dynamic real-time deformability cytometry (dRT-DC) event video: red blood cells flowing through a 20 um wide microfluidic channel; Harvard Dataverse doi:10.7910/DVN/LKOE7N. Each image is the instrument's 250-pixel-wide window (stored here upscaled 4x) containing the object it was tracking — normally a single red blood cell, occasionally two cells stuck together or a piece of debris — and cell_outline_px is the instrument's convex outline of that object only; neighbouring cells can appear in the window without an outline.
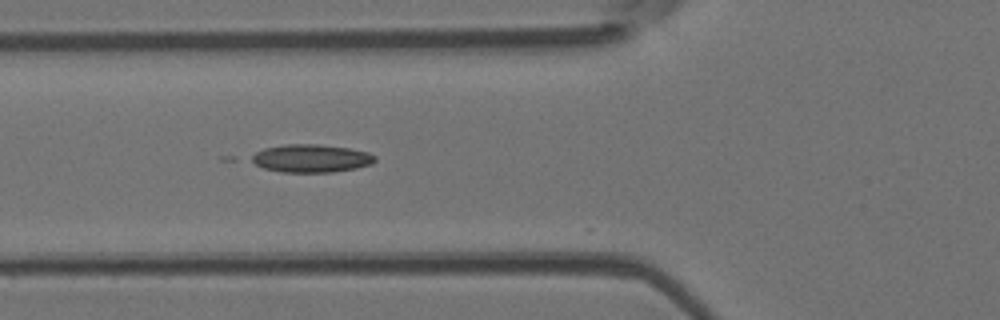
{"species": "Egyptian fruit bat (a non-hibernating species)", "species_latin": "Rousettus aegyptiacus", "temperature_condition": "room temperature", "stored_images_in_passage": 6, "camera_frame_rate_fps": 3000, "um_per_image_px": 0.085, "animal": {"sex": "female"}, "frame": {"image": 1, "passage_image": 2, "time_ms": 0.333, "image_size_px": [1000, 320], "cell_outline_px": [[376, 160], [372, 164], [356, 168], [332, 172], [280, 172], [264, 168], [248, 160], [248, 156], [264, 148], [284, 144], [316, 144], [348, 148], [368, 152], [376, 156]], "centroid_in_image_um": [26.41, 13.46], "position_along_channel_um": 99.4, "area_um2": 20.29}}
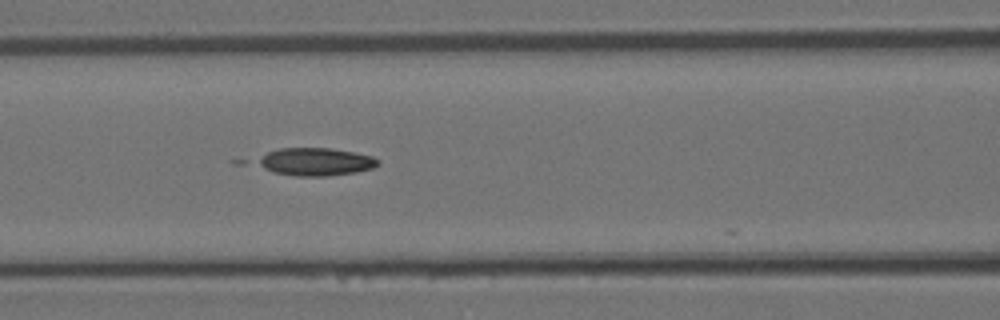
{"frame": {"image": 2, "passage_image": 5, "time_ms": 1.333, "image_size_px": [1000, 320], "cell_outline_px": [[380, 164], [372, 168], [356, 172], [328, 176], [296, 176], [272, 172], [256, 164], [256, 160], [268, 152], [280, 148], [328, 148], [352, 152], [372, 156], [380, 160]], "centroid_in_image_um": [26.82, 13.76], "position_along_channel_um": 139.8, "area_um2": 19.48}}